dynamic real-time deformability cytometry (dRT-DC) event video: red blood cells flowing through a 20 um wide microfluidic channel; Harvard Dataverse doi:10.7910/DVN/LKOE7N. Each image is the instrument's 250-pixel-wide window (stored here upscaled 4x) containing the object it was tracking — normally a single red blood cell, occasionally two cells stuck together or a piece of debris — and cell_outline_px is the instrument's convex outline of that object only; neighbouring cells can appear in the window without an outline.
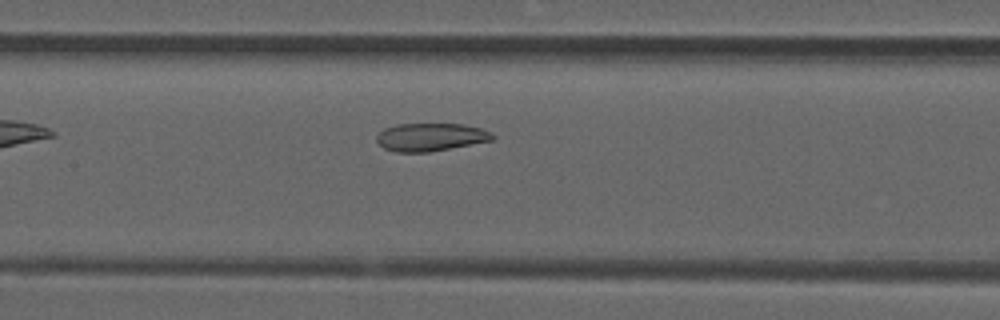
{"species": "common noctule bat (a hibernating species)", "species_latin": "Nyctalus noctula", "temperature_condition": "room temperature", "stored_images_in_passage": 28, "camera_frame_rate_fps": 3000, "um_per_image_px": 0.085, "animal": {"sex": "male", "forearm_length_mm": 52.5}, "frame": {"image": 1, "passage_image": 9, "time_ms": 2.667, "image_size_px": [1000, 320], "cell_outline_px": [[496, 136], [492, 140], [428, 152], [396, 152], [384, 148], [376, 140], [376, 136], [384, 128], [396, 124], [464, 124], [480, 128], [492, 132]], "centroid_in_image_um": [36.6, 11.64], "position_along_channel_um": 170.8, "area_um2": 18.79}}
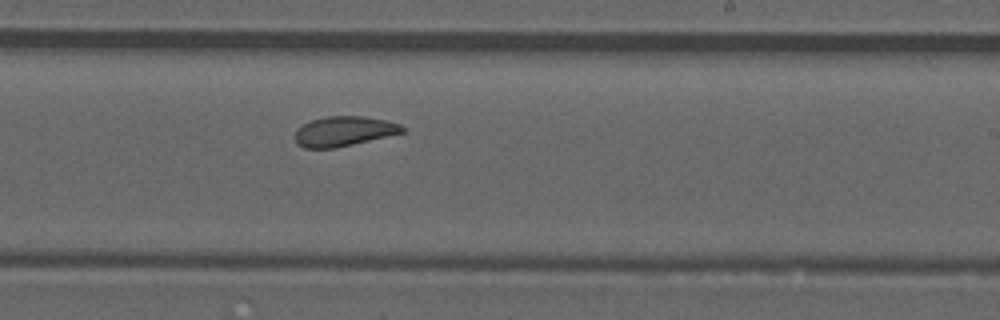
{"frame": {"image": 2, "passage_image": 16, "time_ms": 5.0, "image_size_px": [1000, 320], "cell_outline_px": [[404, 132], [336, 148], [304, 148], [296, 144], [296, 128], [312, 120], [328, 116], [364, 116], [388, 120], [400, 124], [404, 128]], "centroid_in_image_um": [29.23, 11.15], "position_along_channel_um": 259.8, "area_um2": 18.61}}
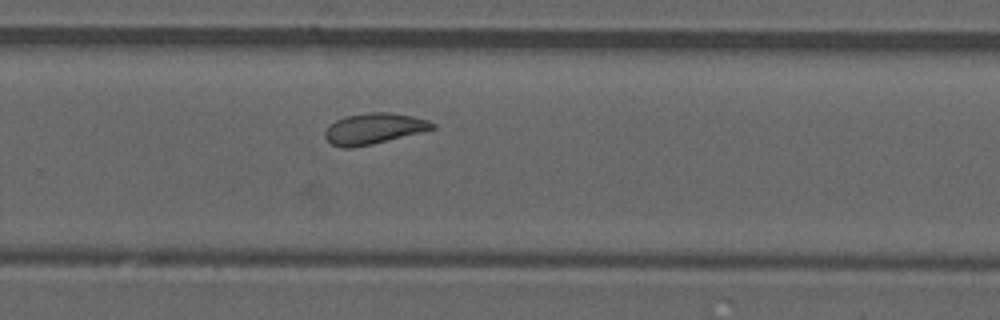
{"frame": {"image": 3, "passage_image": 19, "time_ms": 6.0, "image_size_px": [1000, 320], "cell_outline_px": [[436, 128], [424, 132], [372, 144], [352, 148], [344, 148], [332, 144], [324, 136], [324, 132], [336, 120], [344, 116], [368, 112], [388, 112], [412, 116], [428, 120], [436, 124]], "centroid_in_image_um": [31.81, 10.93], "position_along_channel_um": 298.0, "area_um2": 19.36}}